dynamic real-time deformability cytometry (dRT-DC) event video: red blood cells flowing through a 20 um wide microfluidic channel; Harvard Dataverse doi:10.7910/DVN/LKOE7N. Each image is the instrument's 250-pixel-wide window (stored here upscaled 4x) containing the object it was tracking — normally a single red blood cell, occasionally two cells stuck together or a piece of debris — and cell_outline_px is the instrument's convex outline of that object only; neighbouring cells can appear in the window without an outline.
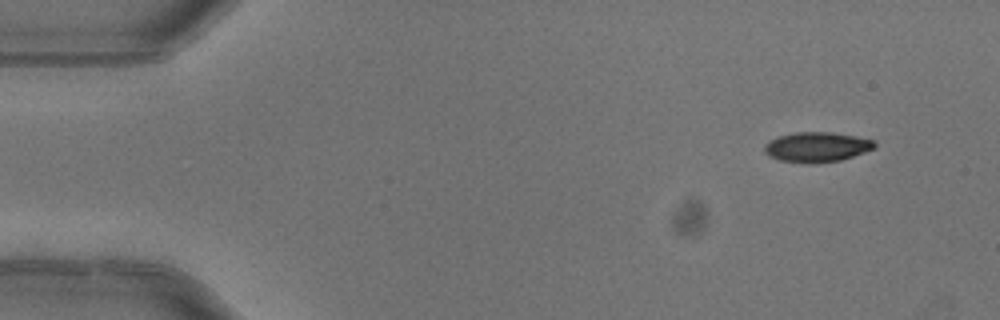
{"species": "common noctule bat (a hibernating species)", "species_latin": "Nyctalus noctula", "temperature_condition": "warm", "stored_images_in_passage": 4, "camera_frame_rate_fps": 3000, "um_per_image_px": 0.085, "animal": {"sex": "female"}, "frame": {"image": 1, "passage_image": 1, "time_ms": 0.0, "image_size_px": [1000, 320], "cell_outline_px": [[876, 148], [840, 160], [780, 160], [768, 156], [764, 152], [764, 144], [780, 136], [796, 132], [832, 132], [876, 140]], "centroid_in_image_um": [69.47, 12.44], "position_along_channel_um": 15.5, "area_um2": 18.32}}